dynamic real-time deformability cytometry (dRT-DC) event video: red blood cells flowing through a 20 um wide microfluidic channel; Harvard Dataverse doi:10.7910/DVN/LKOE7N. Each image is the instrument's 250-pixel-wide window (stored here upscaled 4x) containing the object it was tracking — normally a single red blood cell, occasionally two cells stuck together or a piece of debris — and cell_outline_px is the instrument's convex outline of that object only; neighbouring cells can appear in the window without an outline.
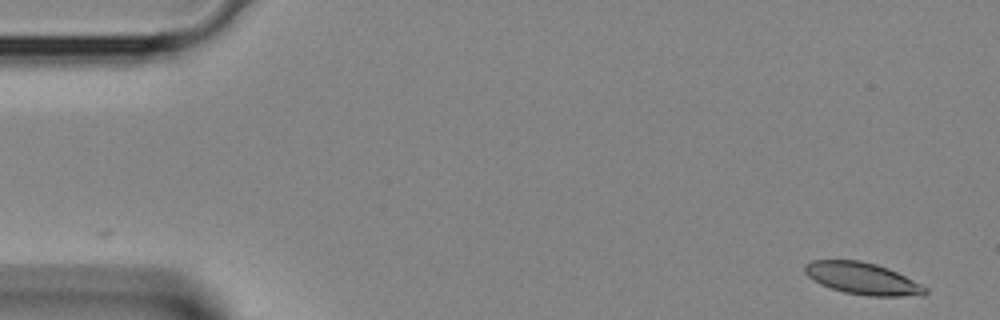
{"species": "Egyptian fruit bat (a non-hibernating species)", "species_latin": "Rousettus aegyptiacus", "temperature_condition": "room temperature", "stored_images_in_passage": 39, "camera_frame_rate_fps": 3000, "um_per_image_px": 0.085, "animal": {"sex": "female"}, "frame": {"image": 1, "passage_image": 1, "time_ms": 0.0, "image_size_px": [1000, 320], "cell_outline_px": [[928, 292], [924, 296], [868, 296], [844, 292], [820, 284], [808, 276], [804, 272], [804, 264], [812, 260], [860, 260], [876, 264], [888, 268], [928, 288]], "centroid_in_image_um": [73.31, 23.67], "position_along_channel_um": 11.7, "area_um2": 22.37}}
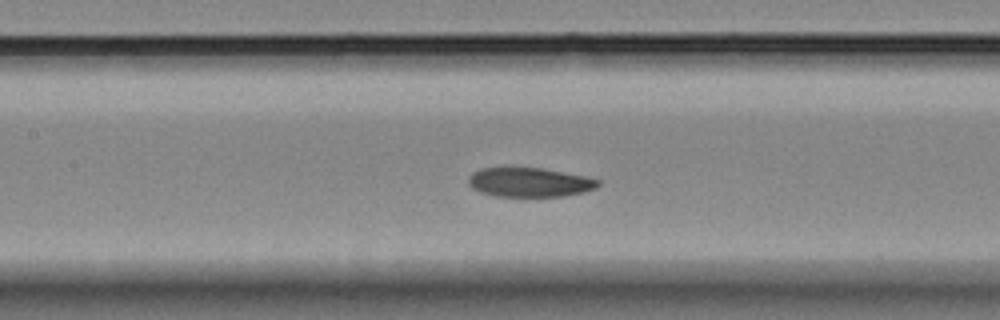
{"frame": {"image": 2, "passage_image": 17, "time_ms": 5.333, "image_size_px": [1000, 320], "cell_outline_px": [[600, 184], [596, 188], [584, 192], [564, 196], [496, 196], [480, 192], [472, 188], [468, 184], [468, 176], [472, 172], [480, 168], [504, 164], [540, 168], [584, 176], [600, 180]], "centroid_in_image_um": [44.92, 15.45], "position_along_channel_um": 162.5, "area_um2": 22.89}}
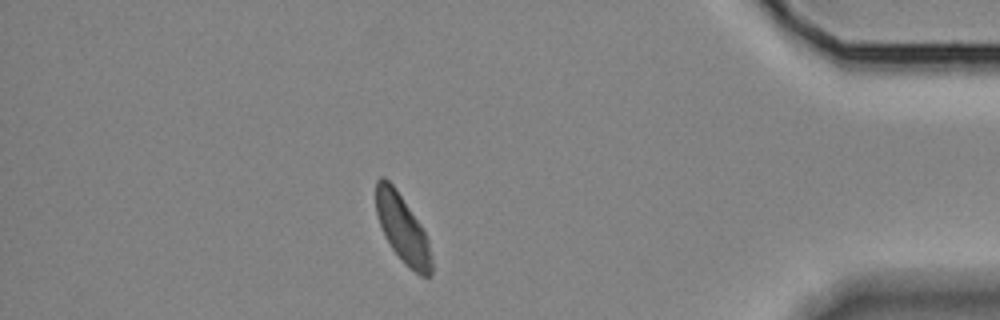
{"frame": {"image": 3, "passage_image": 34, "time_ms": 11.0, "image_size_px": [1000, 320], "cell_outline_px": [[432, 276], [428, 280], [420, 276], [408, 268], [404, 264], [392, 248], [384, 236], [376, 212], [376, 180], [380, 176], [384, 176], [396, 188], [420, 224], [428, 240], [432, 260]], "centroid_in_image_um": [34.23, 19.49], "position_along_channel_um": 401.0, "area_um2": 22.14}}